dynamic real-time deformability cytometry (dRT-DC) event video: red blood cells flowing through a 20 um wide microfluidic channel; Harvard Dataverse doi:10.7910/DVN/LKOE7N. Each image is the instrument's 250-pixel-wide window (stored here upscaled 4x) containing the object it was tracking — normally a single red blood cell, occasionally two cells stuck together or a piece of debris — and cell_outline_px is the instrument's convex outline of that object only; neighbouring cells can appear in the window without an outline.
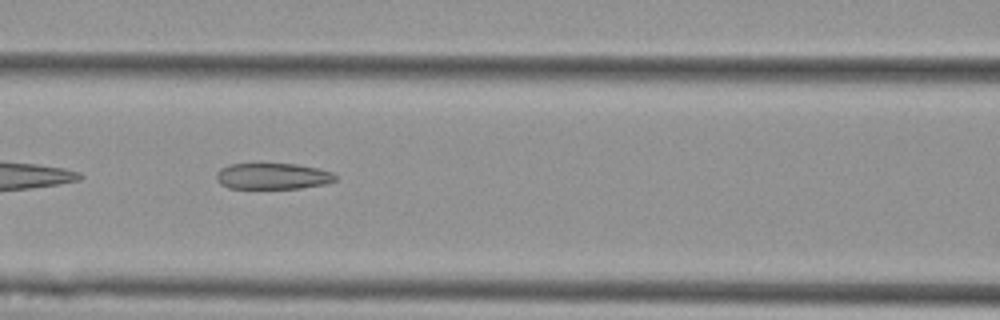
{"species": "Egyptian fruit bat (a non-hibernating species)", "species_latin": "Rousettus aegyptiacus", "temperature_condition": "cold", "stored_images_in_passage": 40, "camera_frame_rate_fps": 3000, "um_per_image_px": 0.085, "animal": {"sex": "female"}, "frame": {"image": 1, "passage_image": 8, "time_ms": 2.333, "image_size_px": [1000, 320], "cell_outline_px": [[336, 180], [324, 184], [300, 188], [228, 188], [220, 184], [216, 180], [216, 172], [220, 168], [228, 164], [256, 160], [296, 164], [320, 168], [332, 172], [336, 176]], "centroid_in_image_um": [23.1, 14.91], "position_along_channel_um": 143.5, "area_um2": 19.19}}
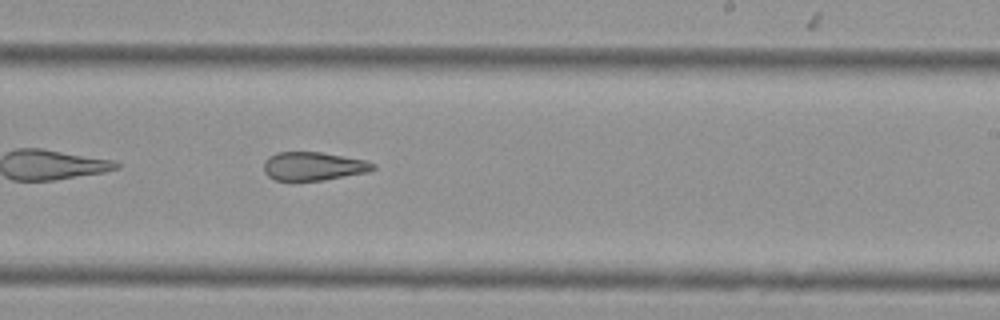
{"frame": {"image": 2, "passage_image": 18, "time_ms": 5.667, "image_size_px": [1000, 320], "cell_outline_px": [[376, 168], [368, 172], [324, 180], [276, 180], [268, 176], [264, 172], [264, 160], [268, 156], [276, 152], [320, 152], [364, 160], [376, 164]], "centroid_in_image_um": [26.62, 14.12], "position_along_channel_um": 262.4, "area_um2": 18.09}}
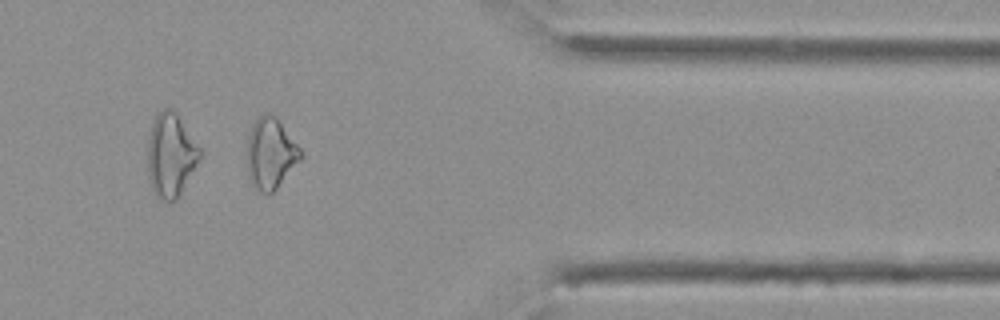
{"frame": {"image": 3, "passage_image": 30, "time_ms": 9.667, "image_size_px": [1000, 320], "cell_outline_px": [[304, 156], [276, 188], [268, 196], [260, 192], [252, 184], [248, 172], [244, 152], [248, 136], [252, 124], [264, 112], [268, 112], [276, 116], [300, 148]], "centroid_in_image_um": [22.96, 13.03], "position_along_channel_um": 388.4, "area_um2": 22.54}, "authors_computed_cell_mechanics": {"area_um2": 20.1722, "velocity_mm_per_s": 3.5857, "shape_relaxation_time_tau1_ms": null, "shape_relaxation_time_tau2_ms": 3.4275, "deformation_change_tau1": null, "deformation_change_tau2": 0.122}}